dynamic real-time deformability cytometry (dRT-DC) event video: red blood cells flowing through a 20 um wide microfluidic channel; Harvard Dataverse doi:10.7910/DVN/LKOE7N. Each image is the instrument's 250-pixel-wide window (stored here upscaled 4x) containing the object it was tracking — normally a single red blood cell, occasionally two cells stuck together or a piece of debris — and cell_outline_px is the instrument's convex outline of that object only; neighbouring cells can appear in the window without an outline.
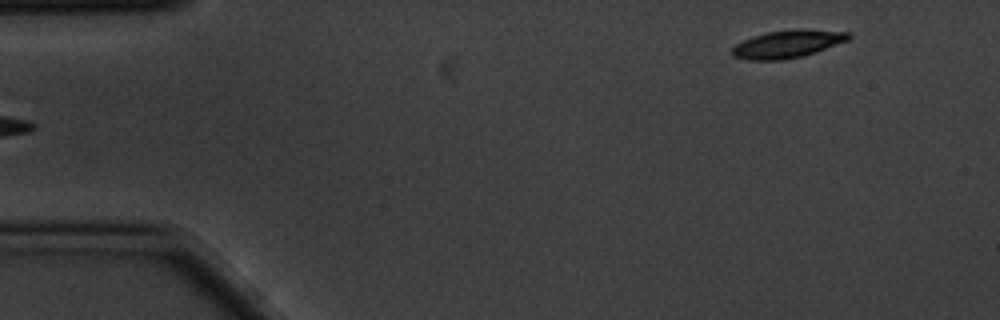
{"species": "common noctule bat (a hibernating species)", "species_latin": "Nyctalus noctula", "temperature_condition": "cold", "stored_images_in_passage": 5, "segment_of_instrument_passage": [2, 2], "camera_frame_rate_fps": 3000, "um_per_image_px": 0.085, "animal": {"sex": "male", "body_mass_g": 20.1, "forearm_length_mm": 53.5}, "frame": {"image": 1, "passage_image": 5, "time_ms": 1.333, "image_size_px": [1000, 320], "cell_outline_px": [[852, 36], [848, 40], [816, 52], [804, 56], [784, 60], [748, 60], [732, 56], [732, 48], [736, 44], [752, 36], [768, 32], [852, 32]], "centroid_in_image_um": [66.87, 3.81], "position_along_channel_um": 18.1, "area_um2": 17.8}}